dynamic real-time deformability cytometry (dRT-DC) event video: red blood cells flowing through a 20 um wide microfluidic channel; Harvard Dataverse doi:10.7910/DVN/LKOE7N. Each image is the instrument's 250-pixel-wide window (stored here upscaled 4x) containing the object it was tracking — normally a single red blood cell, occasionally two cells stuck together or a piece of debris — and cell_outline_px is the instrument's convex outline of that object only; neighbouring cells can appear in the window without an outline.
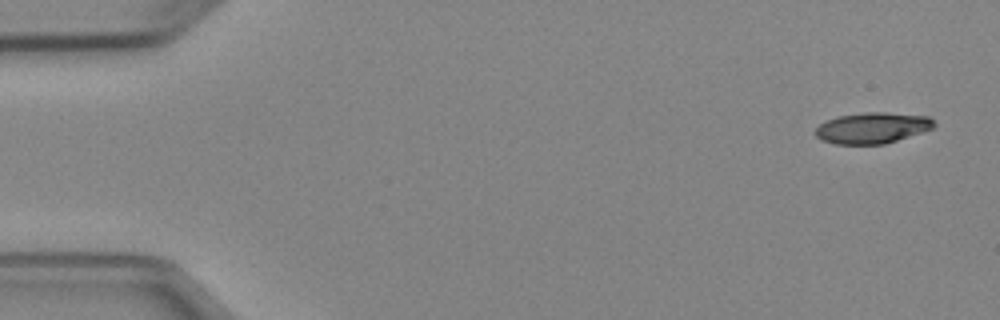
{"species": "Egyptian fruit bat (a non-hibernating species)", "species_latin": "Rousettus aegyptiacus", "temperature_condition": "cold", "stored_images_in_passage": 8, "camera_frame_rate_fps": 3000, "um_per_image_px": 0.085, "animal": {"sex": "female"}, "frame": {"image": 1, "passage_image": 1, "time_ms": 0.0, "image_size_px": [1000, 320], "cell_outline_px": [[936, 124], [932, 128], [884, 144], [836, 144], [820, 140], [816, 136], [816, 128], [820, 124], [836, 116], [864, 112], [884, 112], [928, 116]], "centroid_in_image_um": [74.11, 10.86], "position_along_channel_um": 10.9, "area_um2": 21.21}}
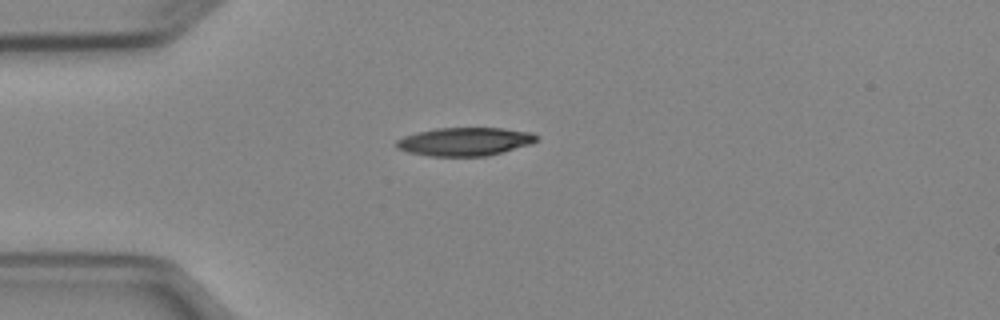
{"frame": {"image": 2, "passage_image": 4, "time_ms": 3.667, "image_size_px": [1000, 320], "cell_outline_px": [[540, 136], [532, 144], [484, 156], [432, 156], [408, 152], [396, 148], [396, 140], [404, 136], [416, 132], [436, 128], [504, 128], [532, 132]], "centroid_in_image_um": [39.51, 12.02], "position_along_channel_um": 45.5, "area_um2": 23.12}}
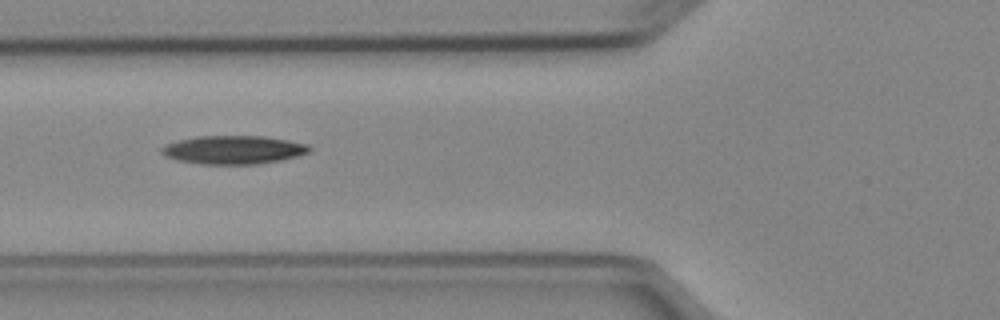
{"frame": {"image": 3, "passage_image": 6, "time_ms": 5.667, "image_size_px": [1000, 320], "cell_outline_px": [[312, 152], [300, 156], [284, 160], [256, 164], [200, 164], [176, 160], [164, 156], [160, 152], [160, 148], [164, 144], [176, 140], [196, 136], [264, 136], [288, 140], [308, 144], [312, 148]], "centroid_in_image_um": [19.85, 12.73], "position_along_channel_um": 106.0, "area_um2": 25.03}}